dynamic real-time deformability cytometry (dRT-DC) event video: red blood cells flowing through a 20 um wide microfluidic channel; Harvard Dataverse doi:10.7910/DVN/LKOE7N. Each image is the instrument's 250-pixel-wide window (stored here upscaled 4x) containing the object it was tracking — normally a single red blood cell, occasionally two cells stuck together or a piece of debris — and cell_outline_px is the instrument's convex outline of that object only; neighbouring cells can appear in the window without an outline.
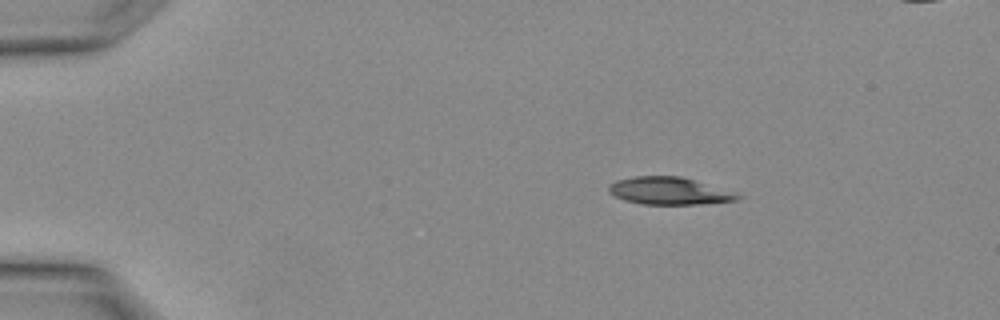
{"species": "Egyptian fruit bat (a non-hibernating species)", "species_latin": "Rousettus aegyptiacus", "temperature_condition": "warm", "stored_images_in_passage": 3, "segment_of_instrument_passage": [1, 2], "camera_frame_rate_fps": 3000, "um_per_image_px": 0.085, "animal": {"sex": "female"}, "frame": {"image": 1, "passage_image": 1, "time_ms": 0.0, "image_size_px": [1000, 320], "cell_outline_px": [[744, 196], [736, 200], [700, 204], [640, 204], [624, 200], [608, 192], [608, 184], [616, 180], [636, 176], [680, 176], [736, 192]], "centroid_in_image_um": [56.87, 16.23], "position_along_channel_um": 28.1, "area_um2": 20.58}}